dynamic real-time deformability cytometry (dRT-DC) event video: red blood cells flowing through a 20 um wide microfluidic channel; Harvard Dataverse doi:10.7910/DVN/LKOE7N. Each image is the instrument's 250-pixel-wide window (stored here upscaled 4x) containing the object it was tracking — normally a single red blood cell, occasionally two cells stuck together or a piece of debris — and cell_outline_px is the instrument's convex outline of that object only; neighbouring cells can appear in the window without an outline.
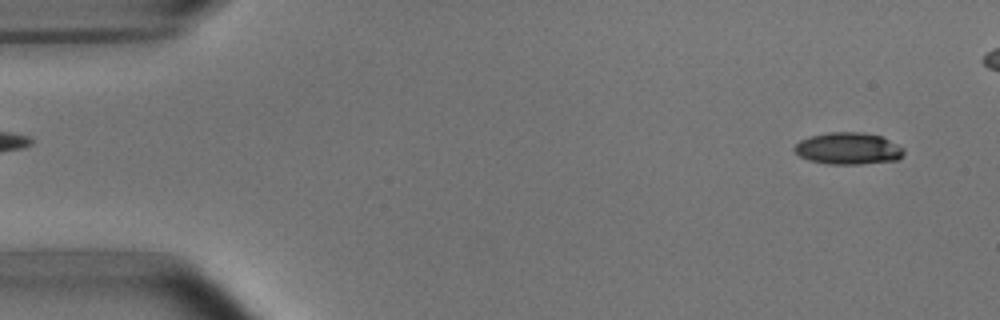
{"species": "common noctule bat (a hibernating species)", "species_latin": "Nyctalus noctula", "temperature_condition": "room temperature", "stored_images_in_passage": 7, "camera_frame_rate_fps": 3000, "um_per_image_px": 0.085, "animal": {"sex": "male", "body_mass_g": 15.6}, "frame": {"image": 1, "passage_image": 1, "time_ms": 0.0, "image_size_px": [1000, 320], "cell_outline_px": [[904, 152], [896, 160], [860, 164], [828, 164], [808, 160], [800, 156], [792, 148], [800, 140], [812, 136], [828, 132], [860, 132], [880, 136], [904, 148]], "centroid_in_image_um": [72.06, 12.62], "position_along_channel_um": 12.9, "area_um2": 20.11}}
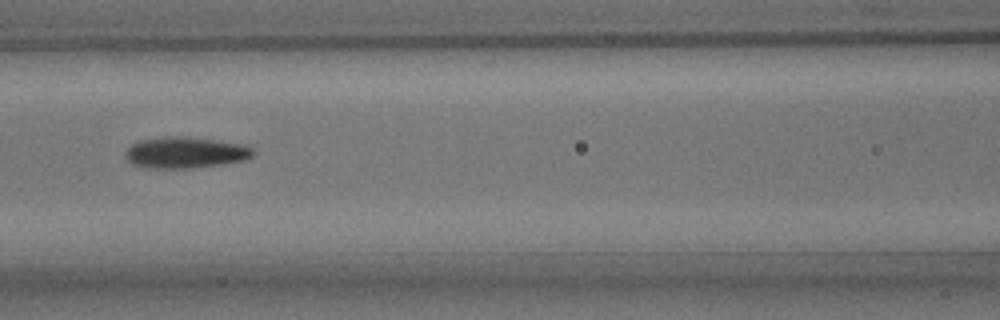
{"frame": {"image": 2, "passage_image": 6, "time_ms": 6.667, "image_size_px": [1000, 320], "cell_outline_px": [[256, 152], [252, 156], [244, 160], [224, 164], [192, 168], [144, 168], [132, 164], [124, 156], [124, 152], [132, 144], [140, 140], [208, 140], [244, 144], [252, 148]], "centroid_in_image_um": [15.78, 13.05], "position_along_channel_um": 150.8, "area_um2": 22.02}}
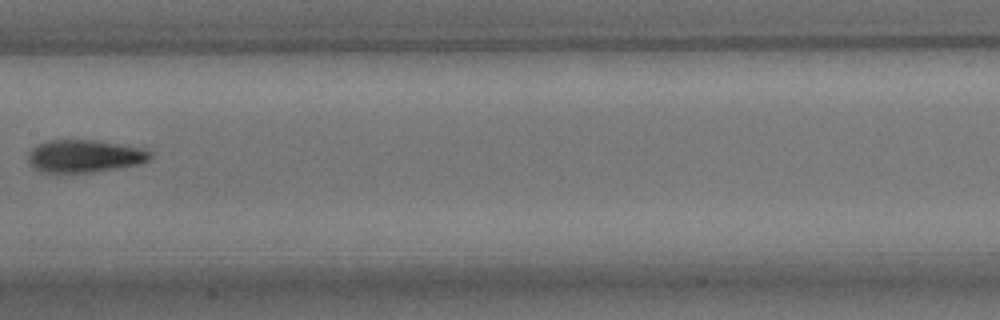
{"frame": {"image": 3, "passage_image": 7, "time_ms": 8.0, "image_size_px": [1000, 320], "cell_outline_px": [[152, 156], [148, 160], [136, 164], [88, 172], [44, 172], [32, 168], [28, 160], [28, 156], [32, 148], [48, 140], [96, 140], [140, 148], [152, 152]], "centroid_in_image_um": [7.14, 13.26], "position_along_channel_um": 200.3, "area_um2": 22.66}}